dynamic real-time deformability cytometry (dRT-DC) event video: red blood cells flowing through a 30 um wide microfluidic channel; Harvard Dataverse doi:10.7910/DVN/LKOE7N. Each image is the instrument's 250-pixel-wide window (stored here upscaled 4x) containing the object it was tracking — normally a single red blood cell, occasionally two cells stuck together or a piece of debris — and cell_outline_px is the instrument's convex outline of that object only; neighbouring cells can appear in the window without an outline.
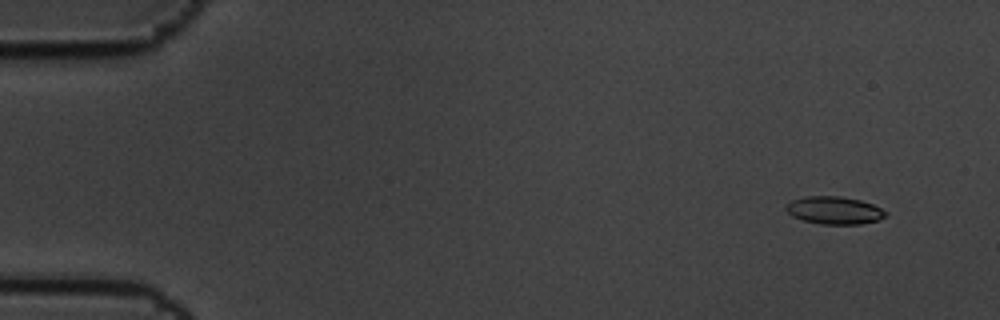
{"species": "common noctule bat (a hibernating species)", "species_latin": "Nyctalus noctula", "temperature_condition": "cold", "stored_images_in_passage": 7, "camera_frame_rate_fps": 3000, "um_per_image_px": 0.085, "animal": {"sex": "male", "body_mass_g": 19.5, "forearm_length_mm": 54.6}, "frame": {"image": 1, "passage_image": 2, "time_ms": 0.333, "image_size_px": [1000, 320], "cell_outline_px": [[888, 216], [876, 220], [860, 224], [820, 224], [804, 220], [792, 216], [784, 208], [792, 200], [804, 196], [840, 196], [860, 200], [872, 204], [888, 212]], "centroid_in_image_um": [70.92, 17.87], "position_along_channel_um": 14.1, "area_um2": 16.01}}
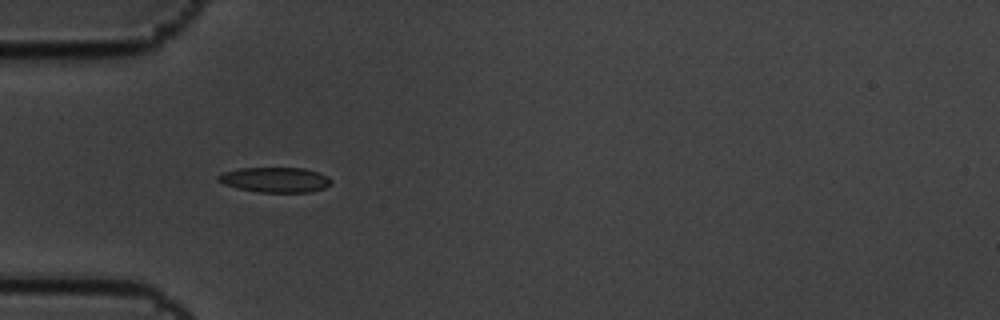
{"frame": {"image": 2, "passage_image": 6, "time_ms": 1.667, "image_size_px": [1000, 320], "cell_outline_px": [[332, 184], [324, 188], [312, 192], [260, 192], [240, 188], [224, 184], [216, 180], [216, 176], [220, 172], [240, 168], [304, 168], [328, 176], [332, 180]], "centroid_in_image_um": [23.38, 15.27], "position_along_channel_um": 61.6, "area_um2": 16.59}}
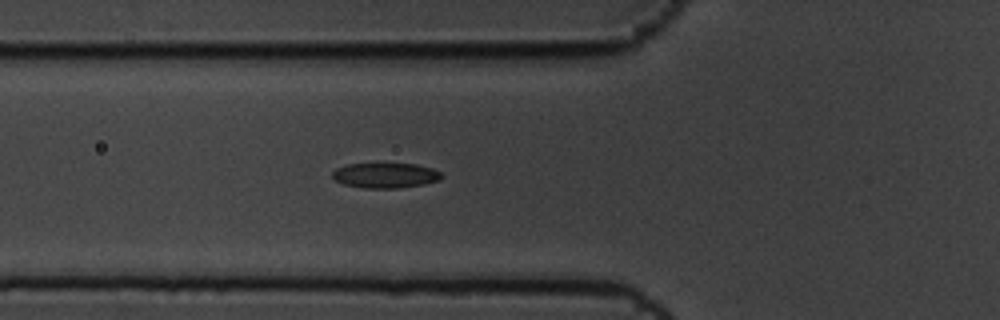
{"frame": {"image": 3, "passage_image": 7, "time_ms": 2.0, "image_size_px": [1000, 320], "cell_outline_px": [[444, 176], [440, 180], [424, 184], [400, 188], [364, 188], [344, 184], [336, 180], [332, 176], [332, 172], [336, 168], [348, 164], [380, 160], [416, 164], [432, 168], [440, 172]], "centroid_in_image_um": [32.76, 14.85], "position_along_channel_um": 93.0, "area_um2": 16.94}}